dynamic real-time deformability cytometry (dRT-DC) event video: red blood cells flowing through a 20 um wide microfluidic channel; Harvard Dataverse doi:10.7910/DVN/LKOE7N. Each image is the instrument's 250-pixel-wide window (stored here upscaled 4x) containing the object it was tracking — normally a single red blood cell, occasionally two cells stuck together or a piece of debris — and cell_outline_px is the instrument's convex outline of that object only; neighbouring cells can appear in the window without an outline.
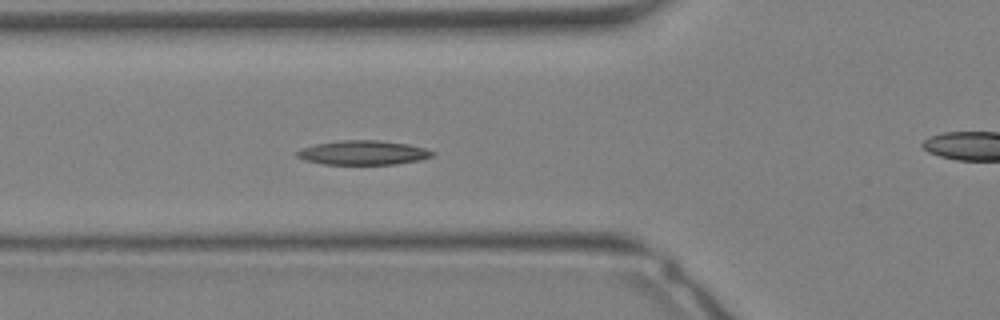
{"species": "Egyptian fruit bat (a non-hibernating species)", "species_latin": "Rousettus aegyptiacus", "temperature_condition": "warm", "stored_images_in_passage": 22, "camera_frame_rate_fps": 3000, "um_per_image_px": 0.085, "animal": {"sex": "female"}, "frame": {"image": 1, "passage_image": 10, "time_ms": 3.0, "image_size_px": [1000, 320], "cell_outline_px": [[436, 152], [432, 156], [420, 160], [396, 164], [324, 164], [304, 160], [296, 156], [296, 152], [300, 148], [316, 144], [340, 140], [380, 140], [408, 144], [424, 148]], "centroid_in_image_um": [30.86, 12.97], "position_along_channel_um": 94.9, "area_um2": 19.19}}
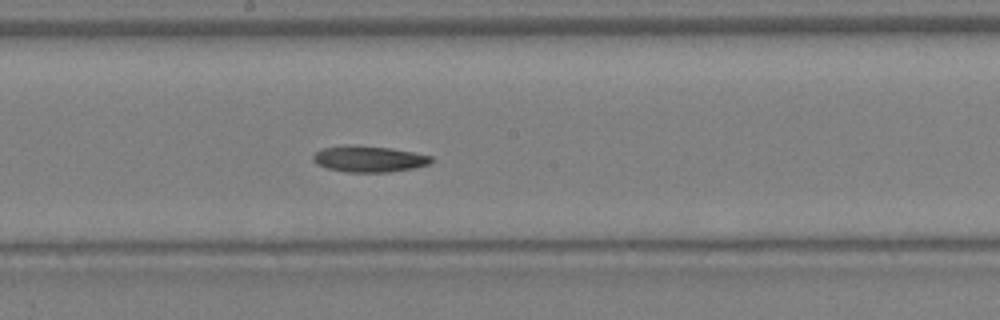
{"frame": {"image": 2, "passage_image": 16, "time_ms": 5.0, "image_size_px": [1000, 320], "cell_outline_px": [[436, 160], [428, 164], [412, 168], [388, 172], [348, 172], [328, 168], [316, 164], [312, 160], [312, 156], [320, 148], [344, 144], [348, 144], [388, 148], [412, 152], [432, 156]], "centroid_in_image_um": [31.32, 13.5], "position_along_channel_um": 216.9, "area_um2": 18.09}}
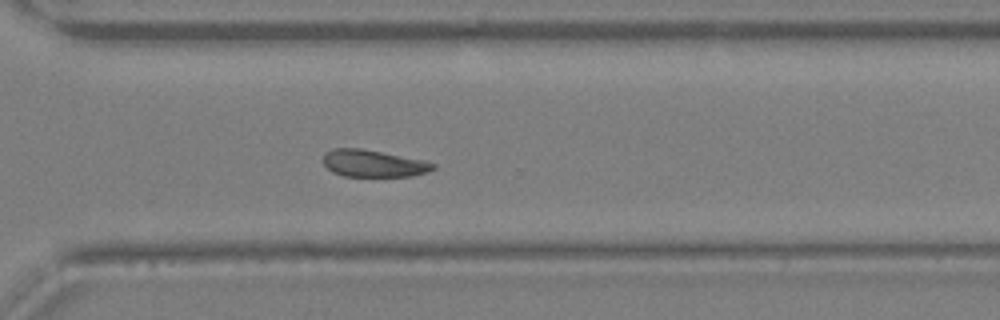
{"frame": {"image": 3, "passage_image": 22, "time_ms": 7.0, "image_size_px": [1000, 320], "cell_outline_px": [[436, 168], [428, 172], [412, 176], [344, 176], [332, 172], [324, 164], [324, 152], [336, 148], [360, 148], [424, 160], [436, 164]], "centroid_in_image_um": [31.75, 13.89], "position_along_channel_um": 338.8, "area_um2": 17.28}}